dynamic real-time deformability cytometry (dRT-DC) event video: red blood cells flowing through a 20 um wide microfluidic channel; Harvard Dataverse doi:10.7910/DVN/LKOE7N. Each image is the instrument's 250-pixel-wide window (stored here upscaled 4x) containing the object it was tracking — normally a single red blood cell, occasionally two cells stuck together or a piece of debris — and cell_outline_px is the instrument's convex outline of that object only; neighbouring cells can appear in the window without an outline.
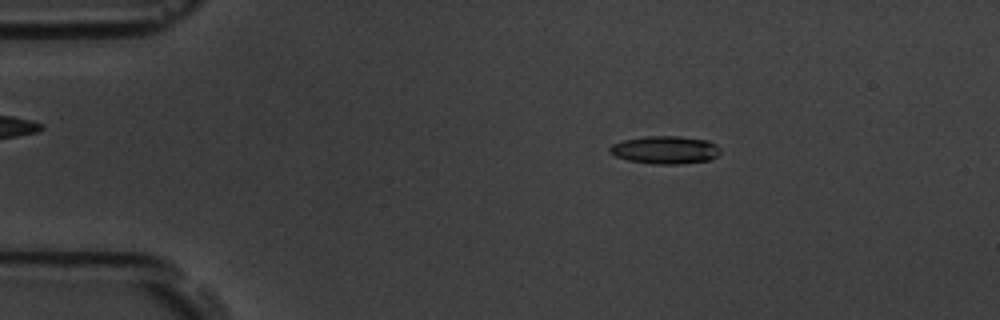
{"species": "common noctule bat (a hibernating species)", "species_latin": "Nyctalus noctula", "temperature_condition": "room temperature", "stored_images_in_passage": 5, "camera_frame_rate_fps": 3000, "um_per_image_px": 0.085, "animal": {"sex": "male", "body_mass_g": 19.5, "forearm_length_mm": 54.6}, "frame": {"image": 1, "passage_image": 3, "time_ms": 3.333, "image_size_px": [1000, 320], "cell_outline_px": [[720, 152], [716, 156], [708, 160], [676, 164], [656, 164], [628, 160], [616, 156], [608, 152], [608, 148], [612, 144], [624, 140], [648, 136], [680, 136], [708, 140], [716, 144], [720, 148]], "centroid_in_image_um": [56.53, 12.73], "position_along_channel_um": 28.5, "area_um2": 17.86}}